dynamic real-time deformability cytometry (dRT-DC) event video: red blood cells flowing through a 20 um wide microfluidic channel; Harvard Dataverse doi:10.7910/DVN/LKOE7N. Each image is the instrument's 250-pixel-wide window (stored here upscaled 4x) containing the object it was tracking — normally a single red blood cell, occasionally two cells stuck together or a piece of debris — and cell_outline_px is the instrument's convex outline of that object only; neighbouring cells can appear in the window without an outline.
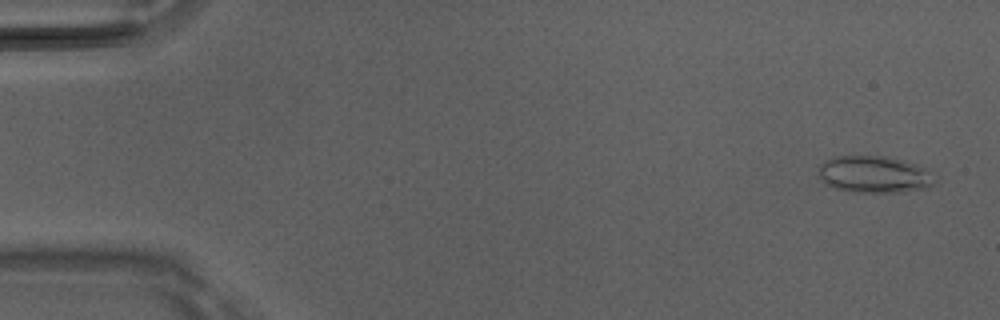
{"species": "Egyptian fruit bat (a non-hibernating species)", "species_latin": "Rousettus aegyptiacus", "temperature_condition": "room temperature", "stored_images_in_passage": 7, "camera_frame_rate_fps": 3000, "um_per_image_px": 0.085, "animal": {"sex": "male"}, "frame": {"image": 1, "passage_image": 1, "time_ms": 0.0, "image_size_px": [1000, 320], "cell_outline_px": [[936, 180], [928, 188], [900, 192], [852, 192], [836, 188], [824, 184], [820, 180], [820, 164], [824, 160], [832, 156], [888, 156], [904, 160], [916, 164], [924, 168]], "centroid_in_image_um": [74.28, 14.82], "position_along_channel_um": 10.7, "area_um2": 25.09}}